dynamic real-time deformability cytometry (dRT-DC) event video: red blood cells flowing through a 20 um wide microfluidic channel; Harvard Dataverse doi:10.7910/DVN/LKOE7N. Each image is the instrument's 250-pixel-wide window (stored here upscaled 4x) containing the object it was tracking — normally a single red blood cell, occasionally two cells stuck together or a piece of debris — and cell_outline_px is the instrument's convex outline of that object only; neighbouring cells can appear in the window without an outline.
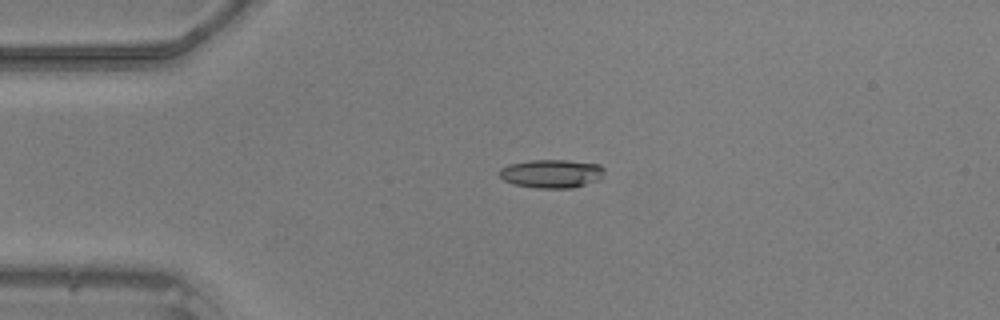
{"species": "common noctule bat (a hibernating species)", "species_latin": "Nyctalus noctula", "temperature_condition": "warm", "stored_images_in_passage": 38, "camera_frame_rate_fps": 3000, "um_per_image_px": 0.085, "animal": {"sex": "male", "body_mass_g": 20.5, "forearm_length_mm": 52.5}, "frame": {"image": 1, "passage_image": 1, "time_ms": 0.0, "image_size_px": [1000, 320], "cell_outline_px": [[604, 172], [600, 180], [572, 188], [536, 188], [512, 184], [504, 180], [500, 176], [500, 168], [508, 164], [532, 160], [568, 160], [600, 164], [604, 168]], "centroid_in_image_um": [46.9, 14.76], "position_along_channel_um": 38.1, "area_um2": 17.57}}
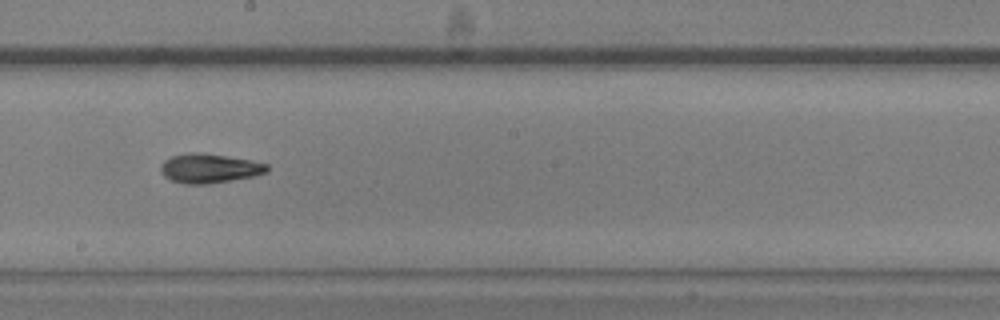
{"frame": {"image": 2, "passage_image": 17, "time_ms": 5.333, "image_size_px": [1000, 320], "cell_outline_px": [[268, 172], [252, 176], [204, 184], [184, 184], [172, 180], [164, 176], [160, 168], [160, 164], [164, 160], [172, 156], [188, 152], [200, 152], [252, 160], [268, 164]], "centroid_in_image_um": [17.77, 14.29], "position_along_channel_um": 230.4, "area_um2": 18.03}}
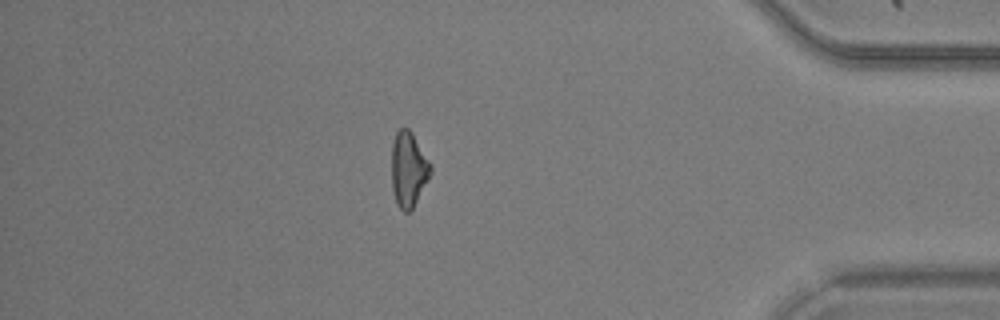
{"frame": {"image": 3, "passage_image": 32, "time_ms": 10.333, "image_size_px": [1000, 320], "cell_outline_px": [[432, 172], [428, 180], [412, 208], [408, 212], [404, 212], [396, 204], [392, 188], [392, 144], [396, 132], [400, 128], [408, 128], [412, 132], [432, 164]], "centroid_in_image_um": [34.73, 14.37], "position_along_channel_um": 400.5, "area_um2": 17.11}}